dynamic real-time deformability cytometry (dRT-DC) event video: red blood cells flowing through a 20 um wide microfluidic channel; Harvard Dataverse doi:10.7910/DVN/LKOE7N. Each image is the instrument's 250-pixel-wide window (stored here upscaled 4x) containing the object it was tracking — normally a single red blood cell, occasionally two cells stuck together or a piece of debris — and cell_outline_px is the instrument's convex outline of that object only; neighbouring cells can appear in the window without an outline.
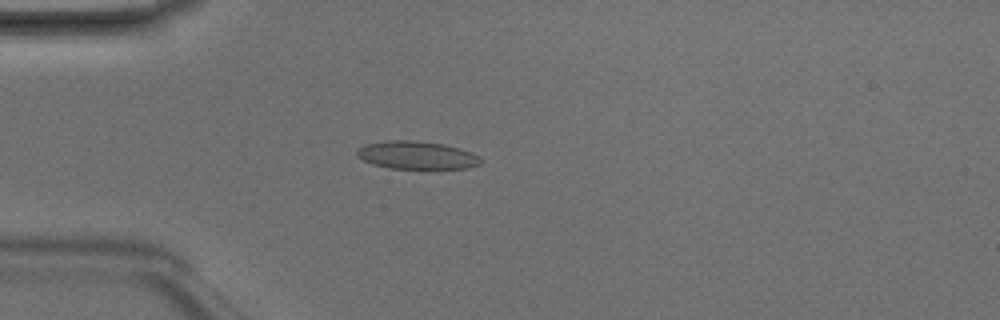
{"species": "Egyptian fruit bat (a non-hibernating species)", "species_latin": "Rousettus aegyptiacus", "temperature_condition": "room temperature", "stored_images_in_passage": 4, "camera_frame_rate_fps": 3000, "um_per_image_px": 0.085, "animal": {"sex": "male"}, "frame": {"image": 1, "passage_image": 4, "time_ms": 1.0, "image_size_px": [1000, 320], "cell_outline_px": [[484, 160], [480, 164], [468, 168], [388, 168], [372, 164], [356, 156], [356, 148], [364, 144], [384, 140], [416, 140], [444, 144], [460, 148], [472, 152], [480, 156]], "centroid_in_image_um": [35.41, 13.17], "position_along_channel_um": 49.6, "area_um2": 20.46}}